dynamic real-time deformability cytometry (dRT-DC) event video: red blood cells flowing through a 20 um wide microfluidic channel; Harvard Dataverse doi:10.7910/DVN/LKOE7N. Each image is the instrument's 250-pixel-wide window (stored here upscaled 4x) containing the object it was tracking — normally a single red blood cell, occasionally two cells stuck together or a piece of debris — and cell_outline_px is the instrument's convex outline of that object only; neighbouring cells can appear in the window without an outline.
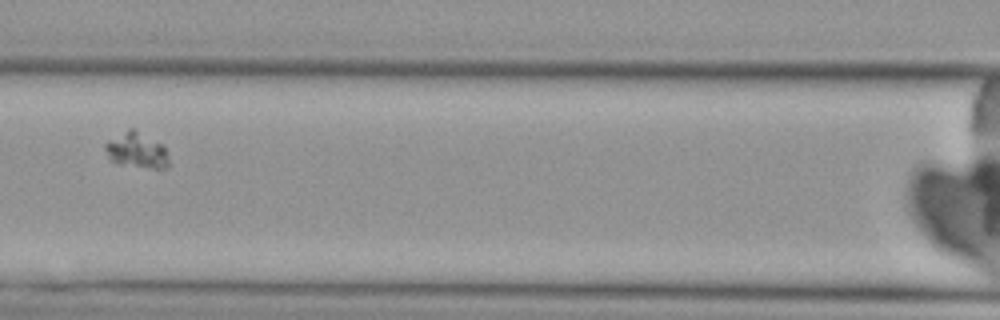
{"species": "Egyptian fruit bat (a non-hibernating species)", "species_latin": "Rousettus aegyptiacus", "temperature_condition": "cold", "stored_images_in_passage": 7, "camera_frame_rate_fps": 3000, "um_per_image_px": 0.085, "animal": {"sex": "female"}, "frame": {"image": 1, "passage_image": 5, "time_ms": 6.333, "image_size_px": [1000, 320], "cell_outline_px": [[168, 164], [164, 168], [152, 168], [116, 164], [108, 156], [104, 148], [104, 144], [108, 140], [128, 128], [136, 128], [164, 144], [168, 156]], "centroid_in_image_um": [11.62, 12.74], "position_along_channel_um": 155.0, "area_um2": 13.47}}
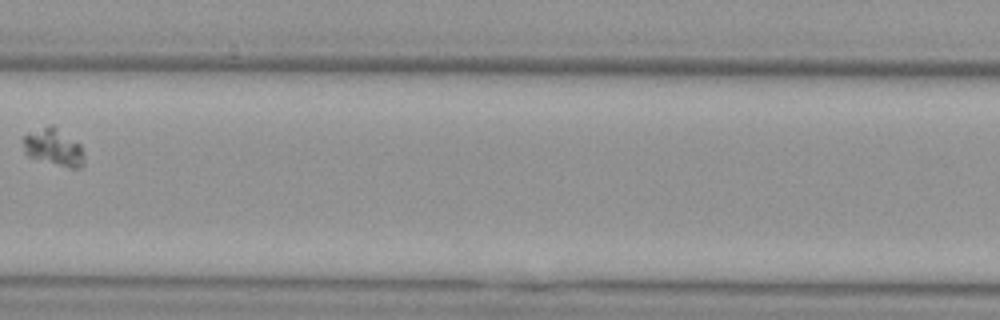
{"frame": {"image": 2, "passage_image": 6, "time_ms": 7.667, "image_size_px": [1000, 320], "cell_outline_px": [[84, 164], [80, 168], [68, 168], [28, 156], [24, 152], [20, 140], [24, 136], [48, 124], [52, 124], [80, 144], [84, 152]], "centroid_in_image_um": [4.55, 12.52], "position_along_channel_um": 202.8, "area_um2": 13.35}}